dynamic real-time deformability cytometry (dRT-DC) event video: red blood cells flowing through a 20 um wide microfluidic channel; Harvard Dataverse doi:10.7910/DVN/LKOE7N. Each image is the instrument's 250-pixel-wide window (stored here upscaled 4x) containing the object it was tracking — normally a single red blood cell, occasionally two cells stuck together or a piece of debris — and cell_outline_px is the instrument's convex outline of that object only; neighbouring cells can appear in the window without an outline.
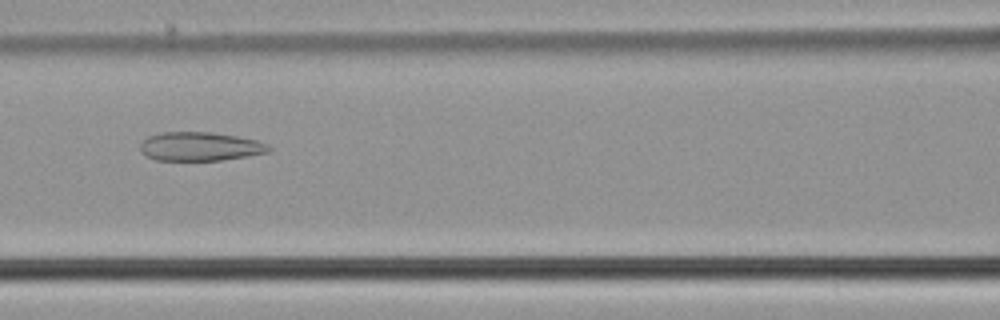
{"species": "common noctule bat (a hibernating species)", "species_latin": "Nyctalus noctula", "temperature_condition": "cold", "stored_images_in_passage": 35, "camera_frame_rate_fps": 3000, "um_per_image_px": 0.085, "animal": {"sex": "male", "body_mass_g": 21.5, "forearm_length_mm": 52.0}, "frame": {"image": 1, "passage_image": 8, "time_ms": 2.333, "image_size_px": [1000, 320], "cell_outline_px": [[272, 148], [268, 152], [220, 160], [156, 160], [148, 156], [140, 148], [140, 144], [148, 136], [160, 132], [212, 132], [236, 136], [256, 140], [268, 144]], "centroid_in_image_um": [17.0, 12.44], "position_along_channel_um": 149.6, "area_um2": 21.33}}
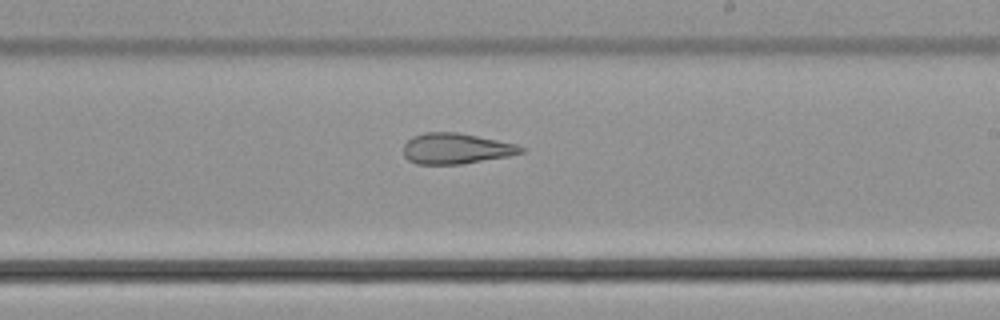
{"frame": {"image": 2, "passage_image": 16, "time_ms": 5.0, "image_size_px": [1000, 320], "cell_outline_px": [[524, 152], [508, 156], [460, 164], [416, 164], [408, 160], [404, 156], [404, 144], [412, 136], [424, 132], [456, 132], [516, 144], [524, 148]], "centroid_in_image_um": [38.72, 12.63], "position_along_channel_um": 250.3, "area_um2": 20.87}}
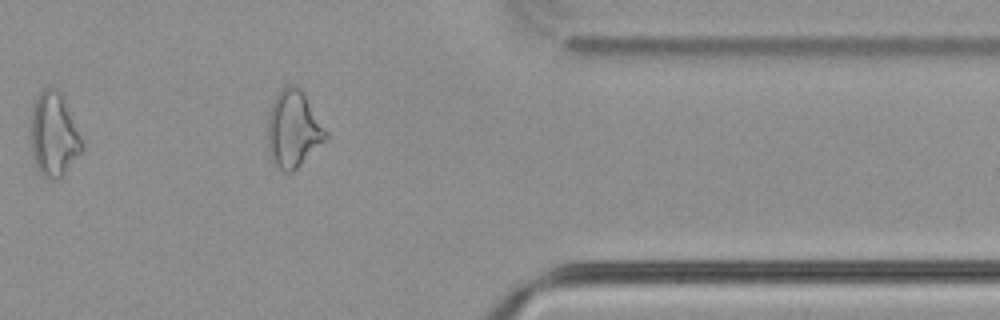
{"frame": {"image": 3, "passage_image": 28, "time_ms": 9.0, "image_size_px": [1000, 320], "cell_outline_px": [[328, 140], [292, 172], [284, 172], [276, 168], [272, 164], [268, 152], [268, 116], [272, 104], [280, 88], [288, 84], [296, 84], [304, 92], [328, 132]], "centroid_in_image_um": [24.95, 10.98], "position_along_channel_um": 386.5, "area_um2": 26.65}, "authors_computed_cell_mechanics": {"area_um2": 22.253, "velocity_mm_per_s": 3.7797, "shape_relaxation_time_tau1_ms": null, "shape_relaxation_time_tau2_ms": 2.7522, "deformation_change_tau1": null, "deformation_change_tau2": 0.1227}}